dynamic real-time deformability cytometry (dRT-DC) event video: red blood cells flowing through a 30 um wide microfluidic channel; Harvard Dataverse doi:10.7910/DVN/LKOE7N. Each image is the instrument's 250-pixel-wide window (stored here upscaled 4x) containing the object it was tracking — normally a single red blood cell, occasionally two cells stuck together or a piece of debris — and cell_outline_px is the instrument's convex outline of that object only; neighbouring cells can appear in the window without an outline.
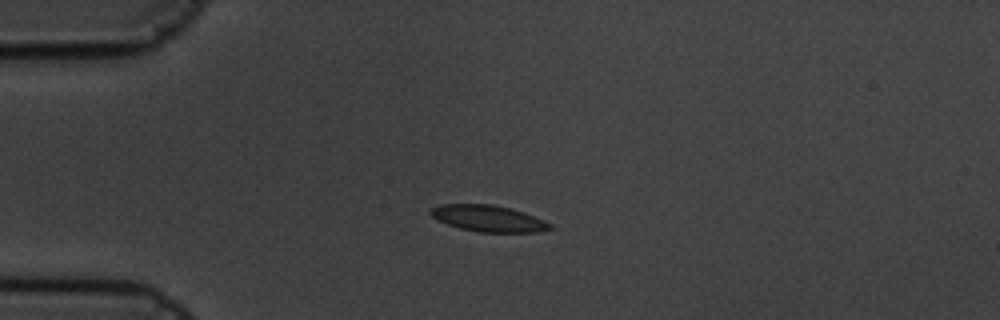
{"species": "common noctule bat (a hibernating species)", "species_latin": "Nyctalus noctula", "temperature_condition": "cold", "stored_images_in_passage": 5, "camera_frame_rate_fps": 3000, "um_per_image_px": 0.085, "animal": {"sex": "male", "body_mass_g": 19.5, "forearm_length_mm": 54.6}, "frame": {"image": 1, "passage_image": 3, "time_ms": 0.667, "image_size_px": [1000, 320], "cell_outline_px": [[556, 228], [540, 232], [480, 232], [460, 228], [448, 224], [432, 216], [428, 212], [432, 208], [440, 204], [492, 204], [524, 212], [544, 220], [552, 224]], "centroid_in_image_um": [41.56, 18.57], "position_along_channel_um": 43.4, "area_um2": 18.32}}
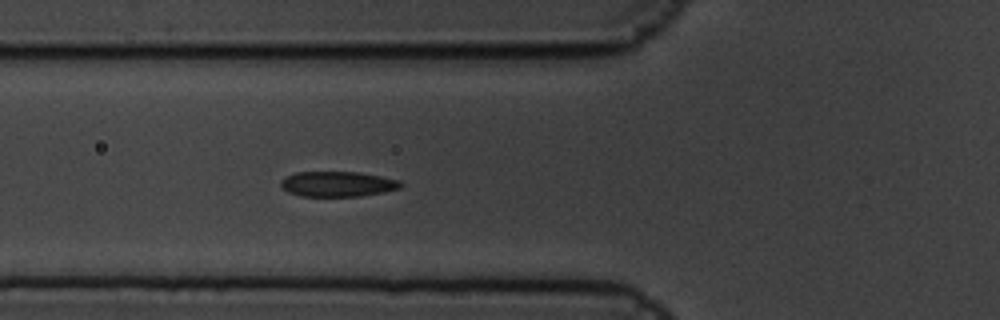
{"frame": {"image": 2, "passage_image": 5, "time_ms": 1.333, "image_size_px": [1000, 320], "cell_outline_px": [[404, 184], [400, 188], [384, 192], [360, 196], [300, 196], [288, 192], [280, 184], [280, 180], [284, 176], [296, 172], [360, 172], [400, 180]], "centroid_in_image_um": [28.7, 15.63], "position_along_channel_um": 97.1, "area_um2": 17.74}}